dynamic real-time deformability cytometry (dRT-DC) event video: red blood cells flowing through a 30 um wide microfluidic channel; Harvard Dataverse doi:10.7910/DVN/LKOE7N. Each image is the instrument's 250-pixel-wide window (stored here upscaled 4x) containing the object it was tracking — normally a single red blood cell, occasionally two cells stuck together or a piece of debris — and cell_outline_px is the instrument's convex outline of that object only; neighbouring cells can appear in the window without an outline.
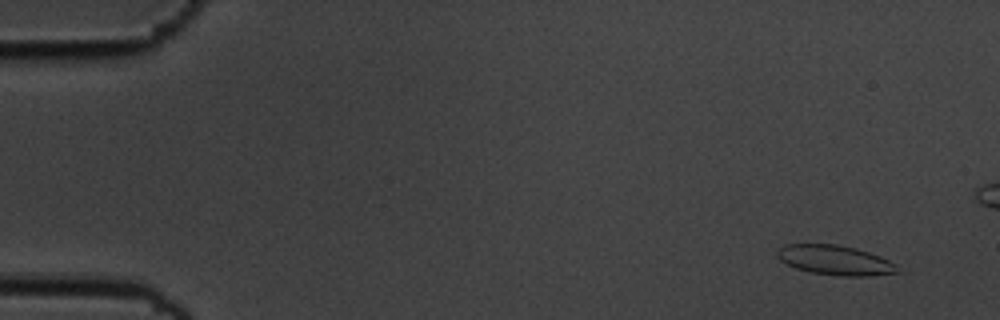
{"species": "common noctule bat (a hibernating species)", "species_latin": "Nyctalus noctula", "temperature_condition": "cold", "stored_images_in_passage": 51, "camera_frame_rate_fps": 3000, "um_per_image_px": 0.085, "animal": {"sex": "male", "body_mass_g": 19.5, "forearm_length_mm": 54.6}, "frame": {"image": 1, "passage_image": 4, "time_ms": 1.0, "image_size_px": [1000, 320], "cell_outline_px": [[904, 272], [868, 276], [840, 276], [812, 272], [796, 268], [780, 260], [776, 256], [776, 252], [784, 244], [836, 244], [856, 248], [880, 256], [896, 264]], "centroid_in_image_um": [71.03, 22.12], "position_along_channel_um": 14.0, "area_um2": 20.92}}
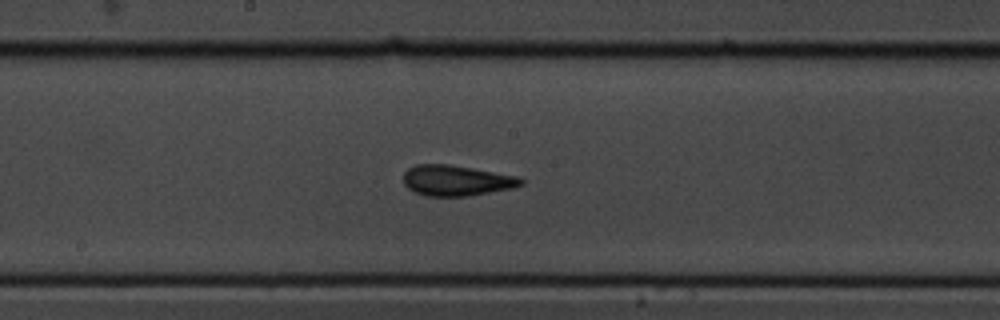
{"frame": {"image": 2, "passage_image": 30, "time_ms": 9.667, "image_size_px": [1000, 320], "cell_outline_px": [[524, 184], [512, 188], [468, 196], [428, 196], [416, 192], [408, 188], [404, 184], [404, 172], [408, 168], [416, 164], [448, 164], [472, 168], [516, 176], [524, 180]], "centroid_in_image_um": [38.78, 15.34], "position_along_channel_um": 209.4, "area_um2": 20.81}}
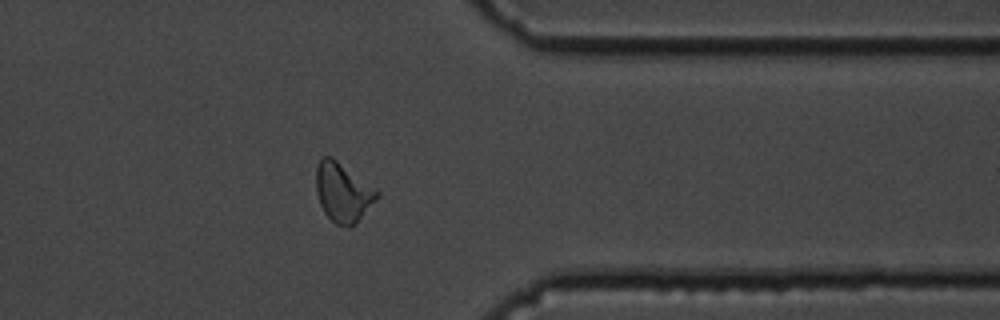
{"frame": {"image": 3, "passage_image": 45, "time_ms": 14.667, "image_size_px": [1000, 320], "cell_outline_px": [[380, 196], [356, 224], [348, 228], [336, 224], [324, 212], [320, 204], [316, 192], [316, 168], [320, 160], [324, 156], [332, 156], [380, 192]], "centroid_in_image_um": [29.16, 16.37], "position_along_channel_um": 382.2, "area_um2": 21.04}, "authors_computed_cell_mechanics": {"area_um2": 20.6346, "velocity_mm_per_s": 3.6213, "shape_relaxation_time_tau1_ms": 3.2446, "shape_relaxation_time_tau2_ms": 1.6791, "deformation_change_tau1": 0.1211, "deformation_change_tau2": 0.093}}